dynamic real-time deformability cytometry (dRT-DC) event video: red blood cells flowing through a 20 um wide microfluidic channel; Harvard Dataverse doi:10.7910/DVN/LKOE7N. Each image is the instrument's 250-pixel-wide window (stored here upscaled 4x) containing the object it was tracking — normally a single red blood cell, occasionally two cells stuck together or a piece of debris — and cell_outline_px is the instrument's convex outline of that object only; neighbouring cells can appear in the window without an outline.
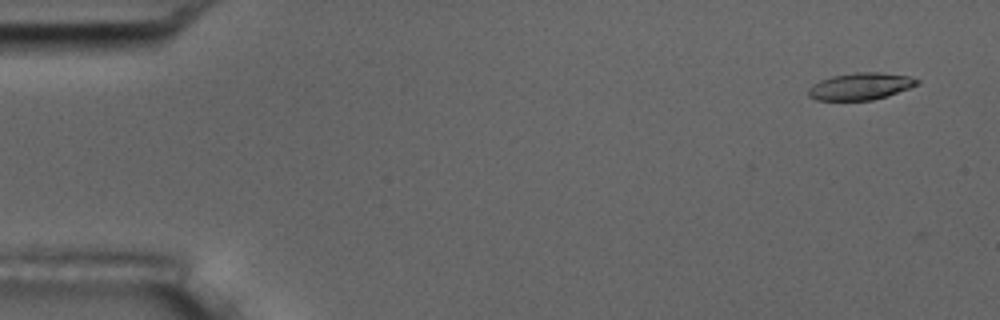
{"species": "common noctule bat (a hibernating species)", "species_latin": "Nyctalus noctula", "temperature_condition": "room temperature", "stored_images_in_passage": 4, "camera_frame_rate_fps": 3000, "um_per_image_px": 0.085, "animal": {"sex": "male", "body_mass_g": 17.5, "forearm_length_mm": 52.3}, "frame": {"image": 1, "passage_image": 1, "time_ms": 0.0, "image_size_px": [1000, 320], "cell_outline_px": [[920, 84], [872, 100], [816, 100], [808, 96], [808, 88], [812, 84], [820, 80], [832, 76], [856, 72], [880, 72], [908, 76], [920, 80]], "centroid_in_image_um": [73.11, 7.33], "position_along_channel_um": 11.9, "area_um2": 16.99}}
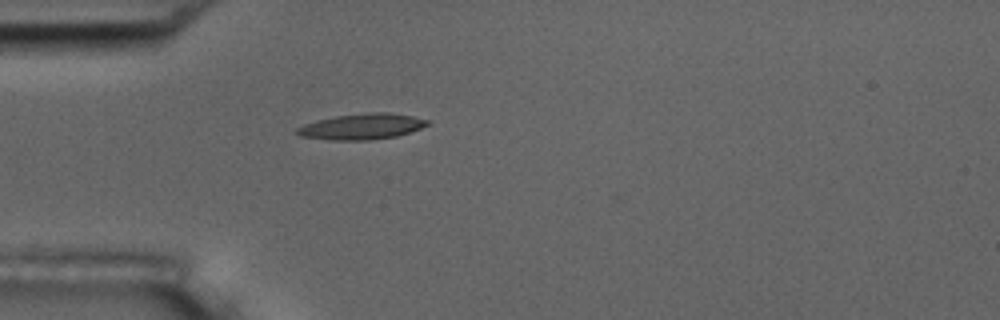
{"frame": {"image": 2, "passage_image": 4, "time_ms": 4.333, "image_size_px": [1000, 320], "cell_outline_px": [[432, 124], [396, 136], [368, 140], [328, 140], [300, 136], [296, 132], [296, 128], [304, 124], [316, 120], [336, 116], [368, 112], [388, 112], [412, 116], [432, 120]], "centroid_in_image_um": [30.77, 10.75], "position_along_channel_um": 54.2, "area_um2": 19.71}}